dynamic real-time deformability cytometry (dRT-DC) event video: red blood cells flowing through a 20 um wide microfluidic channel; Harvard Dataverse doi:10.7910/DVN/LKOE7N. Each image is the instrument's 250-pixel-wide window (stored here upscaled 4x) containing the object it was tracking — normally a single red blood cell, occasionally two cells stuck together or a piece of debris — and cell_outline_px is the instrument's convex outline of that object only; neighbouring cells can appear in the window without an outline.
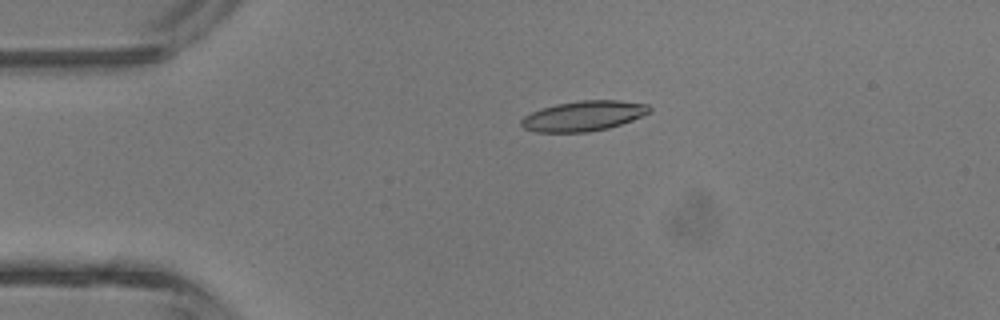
{"species": "common noctule bat (a hibernating species)", "species_latin": "Nyctalus noctula", "temperature_condition": "room temperature", "stored_images_in_passage": 3, "camera_frame_rate_fps": 3000, "um_per_image_px": 0.085, "animal": {"sex": "male", "body_mass_g": 13.3}, "frame": {"image": 1, "passage_image": 2, "time_ms": 2.0, "image_size_px": [1000, 320], "cell_outline_px": [[652, 112], [632, 120], [608, 128], [588, 132], [536, 132], [524, 128], [520, 124], [520, 120], [524, 116], [540, 108], [556, 104], [580, 100], [620, 100], [648, 104], [652, 108]], "centroid_in_image_um": [49.61, 9.85], "position_along_channel_um": 35.4, "area_um2": 22.66}}